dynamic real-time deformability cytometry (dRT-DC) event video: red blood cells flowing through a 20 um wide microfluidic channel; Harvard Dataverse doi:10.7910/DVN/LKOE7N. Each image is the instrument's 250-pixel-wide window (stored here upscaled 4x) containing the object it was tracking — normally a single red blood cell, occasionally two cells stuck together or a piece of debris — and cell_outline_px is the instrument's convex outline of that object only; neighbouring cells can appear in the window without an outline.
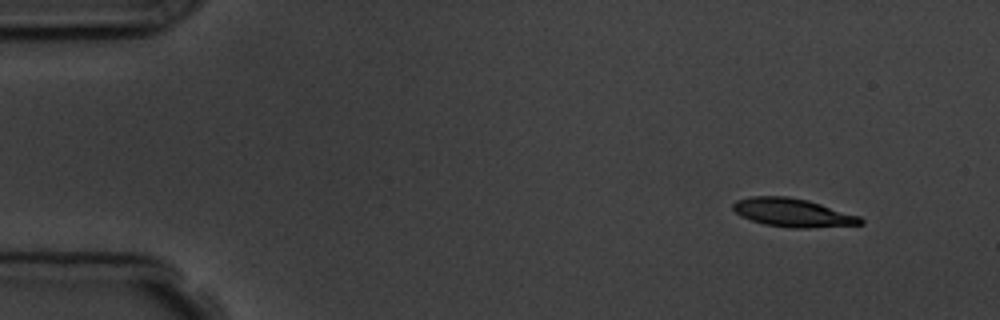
{"species": "common noctule bat (a hibernating species)", "species_latin": "Nyctalus noctula", "temperature_condition": "room temperature", "stored_images_in_passage": 4, "camera_frame_rate_fps": 3000, "um_per_image_px": 0.085, "animal": {"sex": "male", "body_mass_g": 19.5, "forearm_length_mm": 54.6}, "frame": {"image": 1, "passage_image": 1, "time_ms": 0.0, "image_size_px": [1000, 320], "cell_outline_px": [[864, 224], [808, 228], [796, 228], [764, 224], [740, 216], [732, 208], [732, 204], [736, 200], [752, 196], [788, 196], [808, 200], [860, 216], [864, 220]], "centroid_in_image_um": [67.39, 18.07], "position_along_channel_um": 17.6, "area_um2": 21.1}}
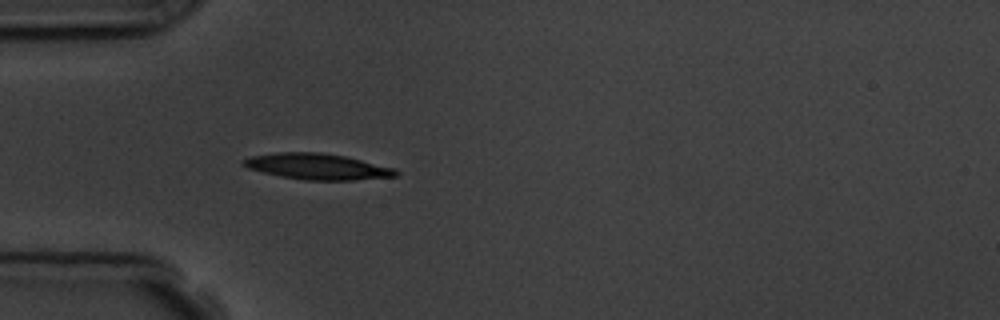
{"frame": {"image": 2, "passage_image": 4, "time_ms": 3.667, "image_size_px": [1000, 320], "cell_outline_px": [[400, 176], [352, 180], [304, 180], [280, 176], [248, 168], [240, 164], [240, 160], [252, 156], [280, 152], [320, 152], [344, 156], [396, 168], [400, 172]], "centroid_in_image_um": [27.0, 14.16], "position_along_channel_um": 58.0, "area_um2": 23.12}}